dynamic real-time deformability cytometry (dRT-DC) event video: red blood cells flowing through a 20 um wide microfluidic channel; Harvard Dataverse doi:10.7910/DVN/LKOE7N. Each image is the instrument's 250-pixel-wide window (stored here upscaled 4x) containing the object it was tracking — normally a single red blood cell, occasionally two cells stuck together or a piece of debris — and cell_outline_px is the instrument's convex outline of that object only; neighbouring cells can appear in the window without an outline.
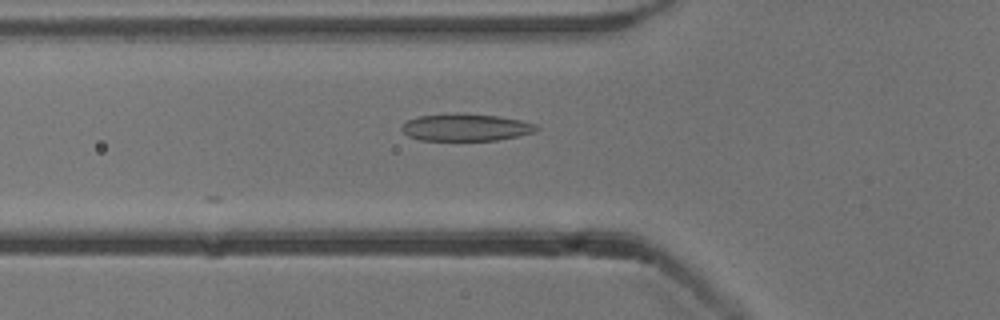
{"species": "common noctule bat (a hibernating species)", "species_latin": "Nyctalus noctula", "temperature_condition": "cold", "stored_images_in_passage": 3, "camera_frame_rate_fps": 3000, "um_per_image_px": 0.085, "animal": {"sex": "male", "body_mass_g": 13.3}, "frame": {"image": 1, "passage_image": 3, "time_ms": 0.667, "image_size_px": [1000, 320], "cell_outline_px": [[540, 128], [536, 132], [496, 140], [420, 140], [408, 136], [400, 128], [408, 120], [416, 116], [444, 112], [464, 112], [496, 116], [520, 120], [536, 124]], "centroid_in_image_um": [39.56, 10.8], "position_along_channel_um": 86.2, "area_um2": 21.73}}